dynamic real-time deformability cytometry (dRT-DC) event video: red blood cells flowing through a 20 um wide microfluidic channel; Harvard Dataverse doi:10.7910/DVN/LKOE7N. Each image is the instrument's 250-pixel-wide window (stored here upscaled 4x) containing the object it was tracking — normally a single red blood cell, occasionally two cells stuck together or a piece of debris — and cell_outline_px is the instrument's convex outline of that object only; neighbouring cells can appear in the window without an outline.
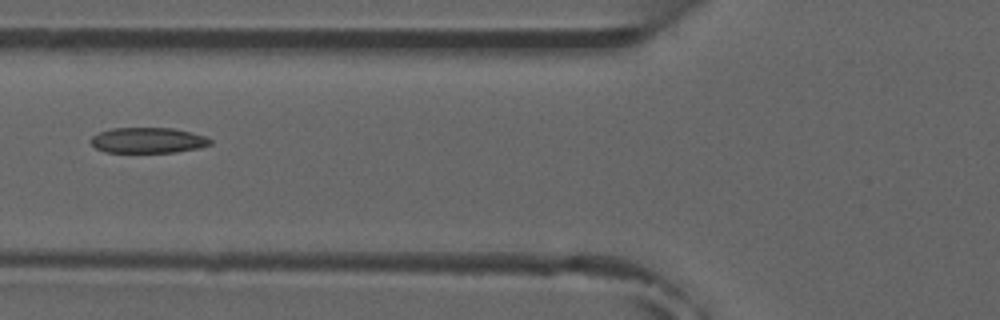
{"species": "common noctule bat (a hibernating species)", "species_latin": "Nyctalus noctula", "temperature_condition": "room temperature", "stored_images_in_passage": 6, "camera_frame_rate_fps": 3000, "um_per_image_px": 0.085, "animal": {"sex": "male", "forearm_length_mm": 52.5}, "frame": {"image": 1, "passage_image": 6, "time_ms": 5.667, "image_size_px": [1000, 320], "cell_outline_px": [[212, 144], [200, 148], [176, 152], [104, 152], [96, 148], [88, 140], [92, 136], [100, 132], [112, 128], [172, 128], [204, 136], [212, 140]], "centroid_in_image_um": [12.56, 11.93], "position_along_channel_um": 113.2, "area_um2": 17.74}}